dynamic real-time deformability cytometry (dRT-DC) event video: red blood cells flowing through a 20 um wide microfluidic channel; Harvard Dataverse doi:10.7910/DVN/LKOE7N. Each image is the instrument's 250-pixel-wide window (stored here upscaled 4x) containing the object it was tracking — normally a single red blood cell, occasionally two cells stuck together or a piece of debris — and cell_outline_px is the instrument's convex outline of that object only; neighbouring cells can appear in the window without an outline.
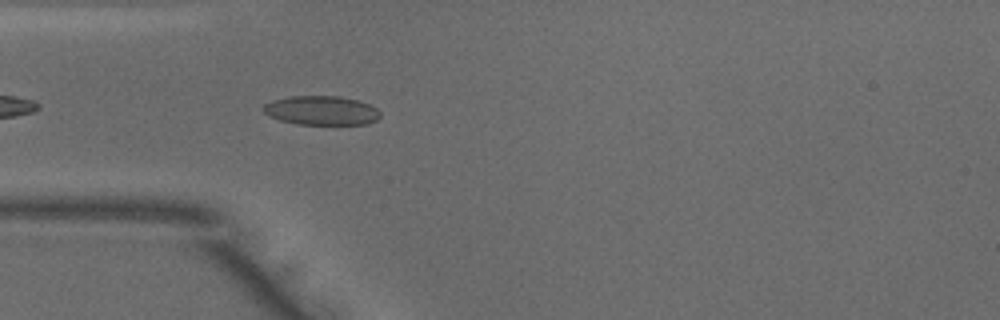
{"species": "common noctule bat (a hibernating species)", "species_latin": "Nyctalus noctula", "temperature_condition": "warm", "stored_images_in_passage": 29, "camera_frame_rate_fps": 3000, "um_per_image_px": 0.085, "animal": {"sex": "male", "body_mass_g": 18.8}, "frame": {"image": 1, "passage_image": 3, "time_ms": 0.667, "image_size_px": [1000, 320], "cell_outline_px": [[380, 116], [376, 120], [368, 124], [296, 124], [280, 120], [268, 116], [260, 108], [264, 104], [272, 100], [292, 96], [340, 96], [356, 100], [368, 104], [376, 108], [380, 112]], "centroid_in_image_um": [27.28, 9.39], "position_along_channel_um": 57.7, "area_um2": 19.88}}
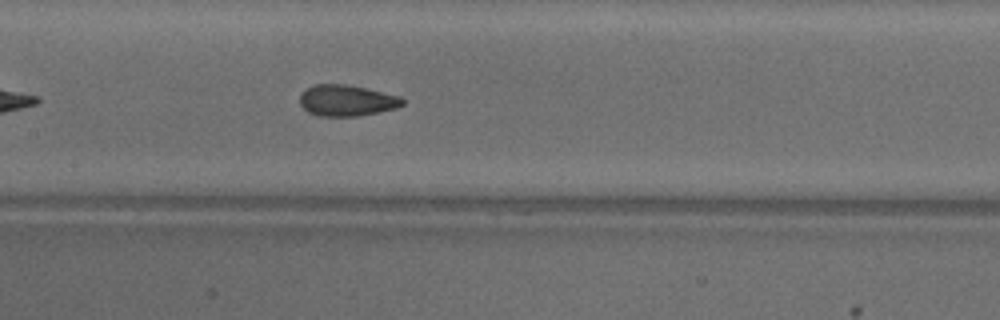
{"frame": {"image": 2, "passage_image": 12, "time_ms": 3.667, "image_size_px": [1000, 320], "cell_outline_px": [[404, 104], [396, 108], [356, 116], [320, 116], [308, 112], [300, 104], [300, 92], [304, 88], [312, 84], [344, 84], [368, 88], [400, 96], [404, 100]], "centroid_in_image_um": [29.44, 8.52], "position_along_channel_um": 178.0, "area_um2": 18.79}}
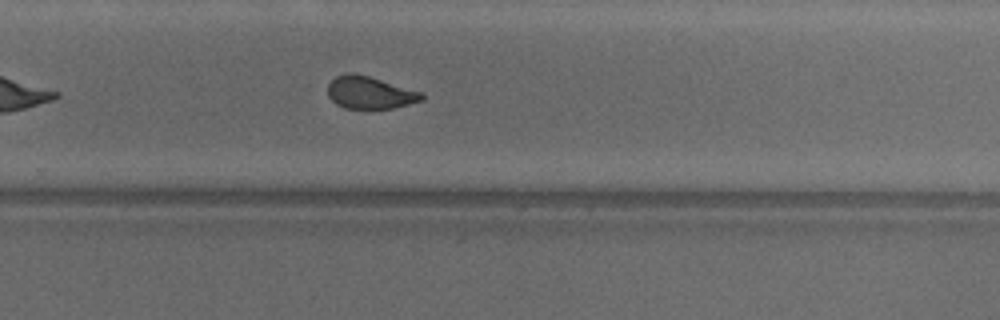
{"frame": {"image": 3, "passage_image": 21, "time_ms": 6.667, "image_size_px": [1000, 320], "cell_outline_px": [[424, 100], [396, 108], [368, 112], [364, 112], [344, 108], [336, 104], [328, 96], [328, 84], [336, 76], [348, 72], [356, 72], [420, 92], [424, 96]], "centroid_in_image_um": [31.41, 7.93], "position_along_channel_um": 298.4, "area_um2": 18.5}}